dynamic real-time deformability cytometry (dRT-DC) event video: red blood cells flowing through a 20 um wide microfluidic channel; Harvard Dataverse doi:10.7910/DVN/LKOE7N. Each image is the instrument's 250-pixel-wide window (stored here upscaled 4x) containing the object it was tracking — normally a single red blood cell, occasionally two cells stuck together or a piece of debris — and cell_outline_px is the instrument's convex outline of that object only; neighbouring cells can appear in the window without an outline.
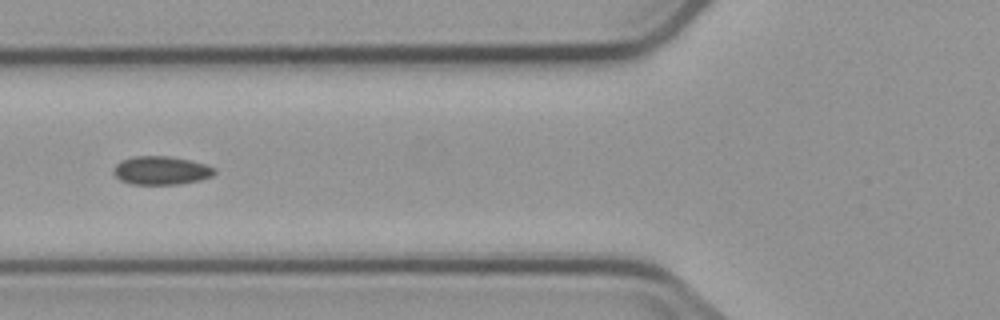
{"species": "common noctule bat (a hibernating species)", "species_latin": "Nyctalus noctula", "temperature_condition": "cold", "stored_images_in_passage": 6, "camera_frame_rate_fps": 3000, "um_per_image_px": 0.085, "animal": {"sex": "male", "body_mass_g": 23.1, "forearm_length_mm": 52.7}, "frame": {"image": 1, "passage_image": 6, "time_ms": 5.667, "image_size_px": [1000, 320], "cell_outline_px": [[216, 172], [212, 176], [200, 180], [180, 184], [132, 184], [120, 180], [112, 172], [116, 164], [120, 160], [132, 156], [168, 156], [192, 160], [216, 168]], "centroid_in_image_um": [13.7, 14.48], "position_along_channel_um": 112.1, "area_um2": 16.88}}